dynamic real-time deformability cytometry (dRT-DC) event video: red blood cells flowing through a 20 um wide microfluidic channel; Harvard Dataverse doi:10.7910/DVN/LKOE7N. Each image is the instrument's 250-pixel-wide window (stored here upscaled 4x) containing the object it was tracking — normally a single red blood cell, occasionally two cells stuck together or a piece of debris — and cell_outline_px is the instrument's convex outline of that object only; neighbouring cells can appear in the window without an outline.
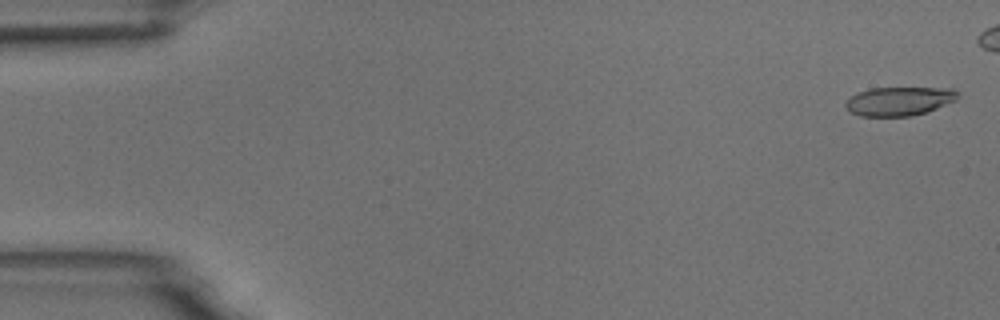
{"species": "common noctule bat (a hibernating species)", "species_latin": "Nyctalus noctula", "temperature_condition": "room temperature", "stored_images_in_passage": 46, "camera_frame_rate_fps": 3000, "um_per_image_px": 0.085, "animal": {"sex": "male", "body_mass_g": 18.8}, "frame": {"image": 1, "passage_image": 2, "time_ms": 0.333, "image_size_px": [1000, 320], "cell_outline_px": [[956, 100], [928, 112], [912, 116], [860, 116], [848, 112], [844, 104], [852, 96], [860, 92], [872, 88], [952, 88], [956, 92]], "centroid_in_image_um": [76.41, 8.61], "position_along_channel_um": 8.6, "area_um2": 18.73}}
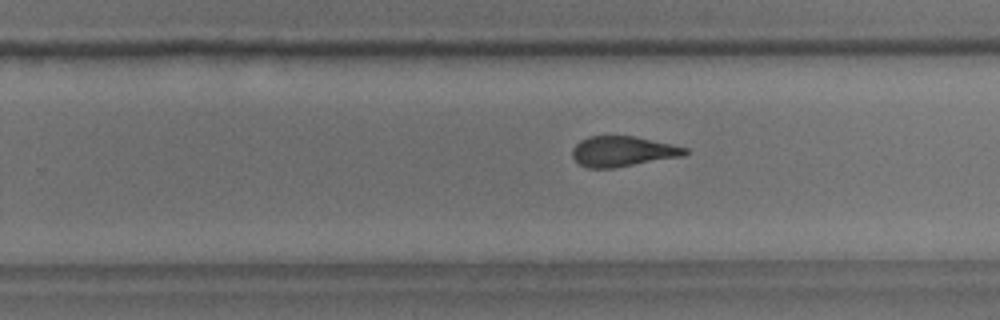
{"frame": {"image": 2, "passage_image": 35, "time_ms": 11.333, "image_size_px": [1000, 320], "cell_outline_px": [[688, 152], [684, 156], [612, 168], [588, 168], [580, 164], [572, 156], [572, 148], [580, 140], [588, 136], [632, 136], [672, 144], [688, 148]], "centroid_in_image_um": [52.92, 12.86], "position_along_channel_um": 276.9, "area_um2": 19.83}}
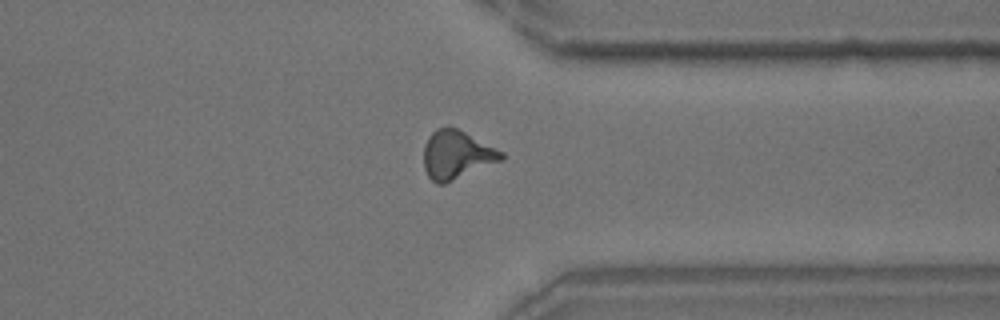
{"frame": {"image": 3, "passage_image": 43, "time_ms": 14.0, "image_size_px": [1000, 320], "cell_outline_px": [[504, 160], [444, 184], [436, 184], [428, 176], [424, 168], [424, 144], [428, 136], [436, 128], [456, 128], [504, 152]], "centroid_in_image_um": [38.81, 13.18], "position_along_channel_um": 372.6, "area_um2": 21.85}}